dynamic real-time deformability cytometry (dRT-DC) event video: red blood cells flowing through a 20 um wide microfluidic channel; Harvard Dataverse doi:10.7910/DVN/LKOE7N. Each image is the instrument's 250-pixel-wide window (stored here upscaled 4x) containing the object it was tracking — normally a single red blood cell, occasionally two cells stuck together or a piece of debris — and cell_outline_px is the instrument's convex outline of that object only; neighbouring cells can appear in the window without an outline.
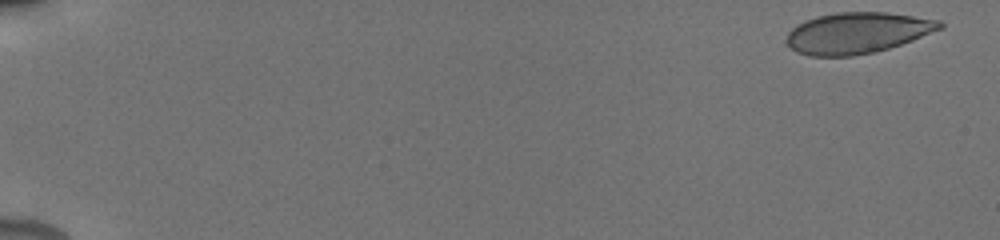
{"species": "human", "species_latin": "Homo sapiens", "temperature_condition": "cold", "stored_images_in_passage": 28, "camera_frame_rate_fps": 3000, "um_per_image_px": 0.085, "donor": {"sex": "male"}, "frame": {"image": 1, "passage_image": 2, "time_ms": 0.333, "image_size_px": [1000, 240], "cell_outline_px": [[944, 28], [912, 40], [888, 48], [872, 52], [852, 56], [808, 56], [796, 52], [784, 40], [788, 32], [796, 24], [804, 20], [816, 16], [836, 12], [888, 12], [940, 20], [944, 24]], "centroid_in_image_um": [72.84, 2.79], "position_along_channel_um": 12.2, "area_um2": 36.88}}
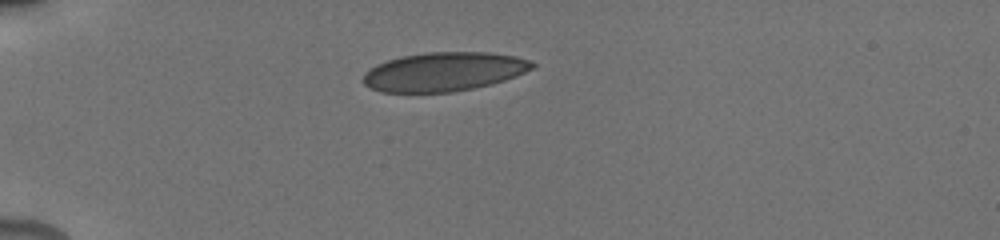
{"frame": {"image": 2, "passage_image": 16, "time_ms": 5.0, "image_size_px": [1000, 240], "cell_outline_px": [[536, 64], [532, 68], [516, 76], [492, 84], [452, 92], [380, 92], [364, 84], [364, 72], [376, 64], [388, 60], [404, 56], [428, 52], [488, 52], [516, 56], [528, 60]], "centroid_in_image_um": [37.73, 6.09], "position_along_channel_um": 47.3, "area_um2": 38.15}}